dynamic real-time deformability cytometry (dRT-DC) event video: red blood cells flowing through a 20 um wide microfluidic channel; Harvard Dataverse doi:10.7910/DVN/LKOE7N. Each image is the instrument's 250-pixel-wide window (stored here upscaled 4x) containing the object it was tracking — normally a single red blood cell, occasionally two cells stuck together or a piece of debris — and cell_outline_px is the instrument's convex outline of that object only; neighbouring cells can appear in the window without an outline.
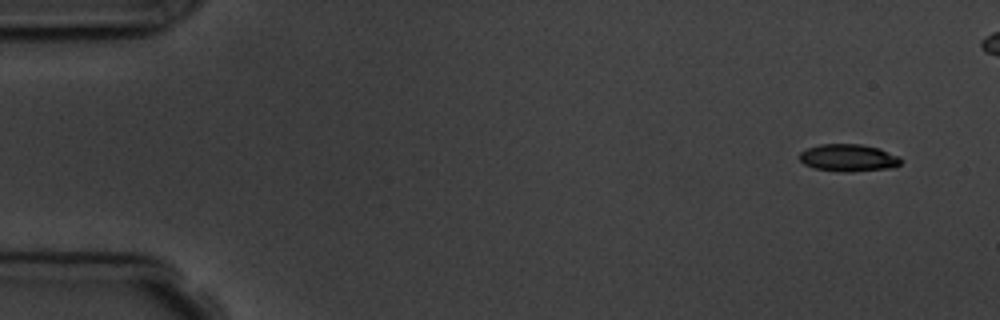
{"species": "common noctule bat (a hibernating species)", "species_latin": "Nyctalus noctula", "temperature_condition": "room temperature", "stored_images_in_passage": 7, "camera_frame_rate_fps": 3000, "um_per_image_px": 0.085, "animal": {"sex": "male", "body_mass_g": 19.5, "forearm_length_mm": 54.6}, "frame": {"image": 1, "passage_image": 1, "time_ms": 0.0, "image_size_px": [1000, 320], "cell_outline_px": [[904, 160], [896, 168], [852, 172], [840, 172], [812, 168], [804, 164], [800, 160], [800, 152], [808, 148], [820, 144], [860, 144], [880, 148], [900, 156]], "centroid_in_image_um": [72.18, 13.43], "position_along_channel_um": 12.8, "area_um2": 16.53}}